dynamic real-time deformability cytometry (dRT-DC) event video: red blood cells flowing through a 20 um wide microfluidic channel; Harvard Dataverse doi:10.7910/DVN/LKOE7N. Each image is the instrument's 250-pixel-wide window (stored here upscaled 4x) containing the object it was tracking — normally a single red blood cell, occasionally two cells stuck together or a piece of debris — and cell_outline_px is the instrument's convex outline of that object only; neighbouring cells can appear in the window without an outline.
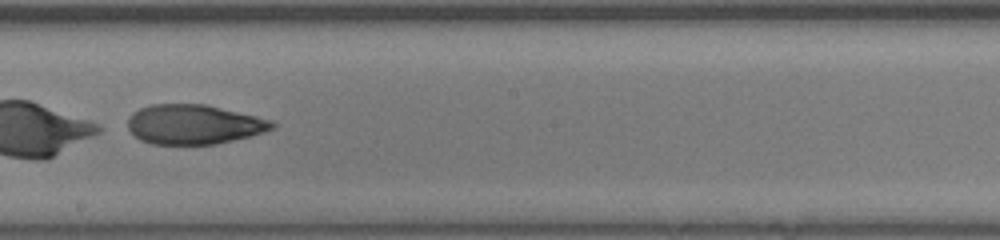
{"species": "human", "species_latin": "Homo sapiens", "temperature_condition": "room temperature", "stored_images_in_passage": 51, "camera_frame_rate_fps": 3000, "um_per_image_px": 0.085, "donor": {"sex": "male"}, "frame": {"image": 1, "passage_image": 34, "time_ms": 11.0, "image_size_px": [1000, 240], "cell_outline_px": [[276, 128], [252, 136], [216, 144], [152, 144], [140, 140], [128, 128], [128, 116], [132, 112], [140, 108], [152, 104], [208, 104], [272, 120], [276, 124]], "centroid_in_image_um": [16.5, 10.57], "position_along_channel_um": 231.7, "area_um2": 33.58}}
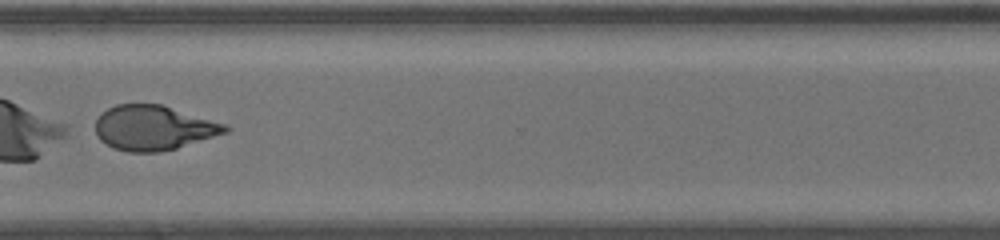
{"frame": {"image": 2, "passage_image": 43, "time_ms": 14.0, "image_size_px": [1000, 240], "cell_outline_px": [[232, 128], [228, 132], [176, 148], [160, 152], [128, 152], [112, 148], [100, 140], [96, 136], [96, 120], [100, 112], [116, 104], [164, 104], [228, 124]], "centroid_in_image_um": [13.07, 10.85], "position_along_channel_um": 357.5, "area_um2": 34.39}}